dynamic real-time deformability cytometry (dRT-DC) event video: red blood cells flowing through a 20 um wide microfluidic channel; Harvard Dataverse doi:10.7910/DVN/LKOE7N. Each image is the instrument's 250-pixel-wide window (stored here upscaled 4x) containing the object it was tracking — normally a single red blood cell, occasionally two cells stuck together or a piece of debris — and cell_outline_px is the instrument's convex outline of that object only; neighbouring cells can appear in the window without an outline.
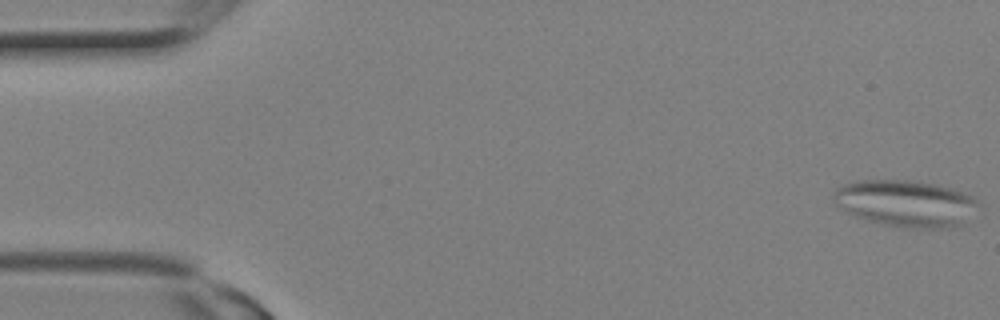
{"species": "Egyptian fruit bat (a non-hibernating species)", "species_latin": "Rousettus aegyptiacus", "temperature_condition": "room temperature", "stored_images_in_passage": 11, "camera_frame_rate_fps": 3000, "um_per_image_px": 0.085, "animal": {"sex": "female"}, "frame": {"image": 1, "passage_image": 1, "time_ms": 0.0, "image_size_px": [1000, 320], "cell_outline_px": [[980, 204], [960, 224], [952, 228], [908, 228], [884, 224], [868, 220], [856, 216], [840, 208], [836, 204], [832, 196], [836, 188], [844, 184], [856, 180], [908, 180], [936, 184], [952, 188], [964, 192], [972, 196]], "centroid_in_image_um": [76.97, 17.27], "position_along_channel_um": 8.0, "area_um2": 39.19}}